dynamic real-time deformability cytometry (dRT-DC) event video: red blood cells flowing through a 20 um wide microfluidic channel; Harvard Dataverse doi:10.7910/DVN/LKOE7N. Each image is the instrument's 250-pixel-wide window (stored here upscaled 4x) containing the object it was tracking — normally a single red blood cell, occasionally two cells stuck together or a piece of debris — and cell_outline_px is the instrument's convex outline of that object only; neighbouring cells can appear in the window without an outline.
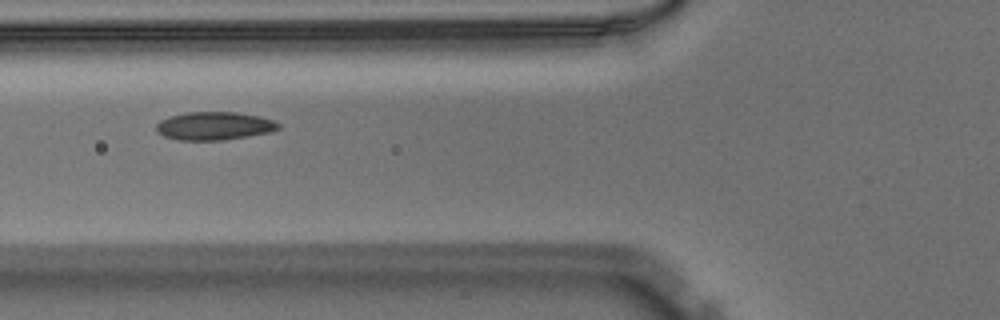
{"species": "Egyptian fruit bat (a non-hibernating species)", "species_latin": "Rousettus aegyptiacus", "temperature_condition": "warm", "stored_images_in_passage": 3, "camera_frame_rate_fps": 3000, "um_per_image_px": 0.085, "animal": {"sex": "male"}, "frame": {"image": 1, "passage_image": 2, "time_ms": 0.333, "image_size_px": [1000, 320], "cell_outline_px": [[280, 128], [272, 132], [224, 140], [176, 140], [164, 136], [156, 132], [156, 124], [160, 120], [168, 116], [184, 112], [236, 112], [260, 116], [272, 120], [280, 124]], "centroid_in_image_um": [18.19, 10.7], "position_along_channel_um": 107.6, "area_um2": 20.29}}